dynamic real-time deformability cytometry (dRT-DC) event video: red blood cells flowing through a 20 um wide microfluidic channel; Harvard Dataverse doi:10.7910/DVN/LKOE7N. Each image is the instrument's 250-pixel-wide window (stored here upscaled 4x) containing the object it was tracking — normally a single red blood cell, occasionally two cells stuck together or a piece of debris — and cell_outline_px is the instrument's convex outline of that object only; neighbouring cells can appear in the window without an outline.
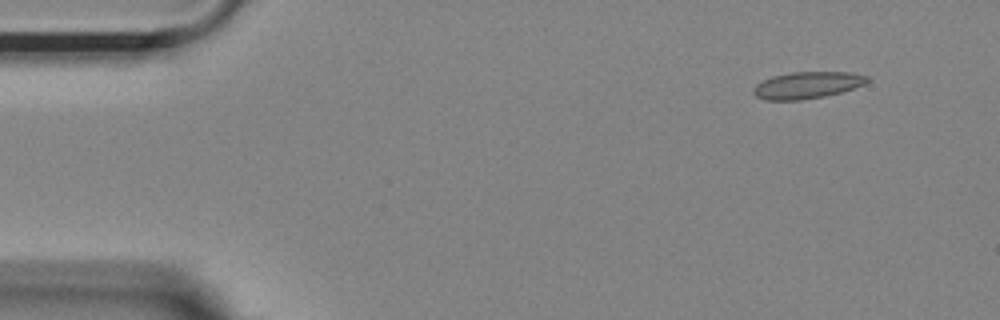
{"species": "Egyptian fruit bat (a non-hibernating species)", "species_latin": "Rousettus aegyptiacus", "temperature_condition": "room temperature", "stored_images_in_passage": 50, "camera_frame_rate_fps": 3000, "um_per_image_px": 0.085, "animal": {"sex": "female"}, "frame": {"image": 1, "passage_image": 1, "time_ms": 0.0, "image_size_px": [1000, 320], "cell_outline_px": [[868, 80], [864, 84], [840, 92], [824, 96], [800, 100], [764, 100], [756, 96], [752, 92], [752, 88], [756, 84], [772, 76], [792, 72], [852, 72], [868, 76]], "centroid_in_image_um": [68.57, 7.23], "position_along_channel_um": 16.4, "area_um2": 17.69}}
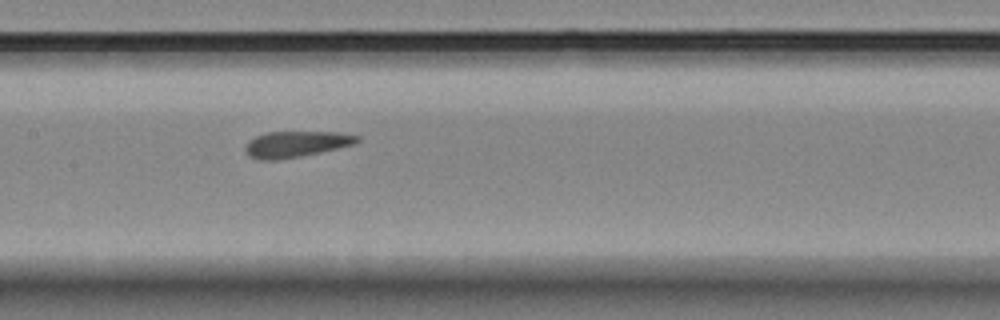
{"frame": {"image": 2, "passage_image": 22, "time_ms": 7.0, "image_size_px": [1000, 320], "cell_outline_px": [[360, 140], [356, 144], [320, 152], [300, 156], [276, 160], [260, 160], [248, 156], [244, 152], [244, 148], [248, 140], [264, 132], [336, 132], [360, 136]], "centroid_in_image_um": [25.13, 12.25], "position_along_channel_um": 182.3, "area_um2": 17.11}}
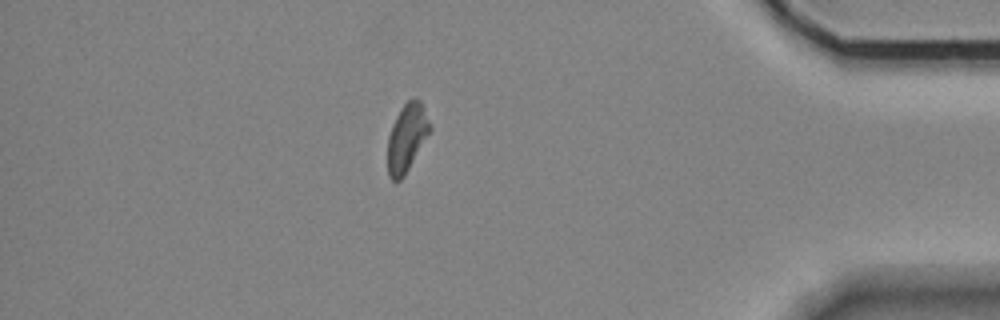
{"frame": {"image": 3, "passage_image": 43, "time_ms": 14.0, "image_size_px": [1000, 320], "cell_outline_px": [[432, 128], [404, 176], [400, 180], [392, 180], [388, 176], [388, 136], [392, 124], [400, 108], [412, 96], [420, 100], [432, 124]], "centroid_in_image_um": [34.59, 11.66], "position_along_channel_um": 400.6, "area_um2": 16.76}, "authors_computed_cell_mechanics": {"area_um2": 17.4267, "velocity_mm_per_s": 3.6746, "shape_relaxation_time_tau1_ms": null, "shape_relaxation_time_tau2_ms": 1.5162, "deformation_change_tau1": null, "deformation_change_tau2": 0.104}}